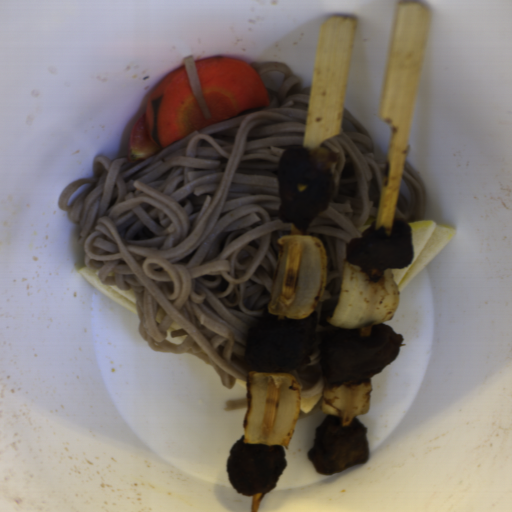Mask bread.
I'll list each match as a JSON object with an SVG mask.
<instances>
[{
    "label": "bread",
    "instance_id": "obj_3",
    "mask_svg": "<svg viewBox=\"0 0 512 512\" xmlns=\"http://www.w3.org/2000/svg\"><path fill=\"white\" fill-rule=\"evenodd\" d=\"M326 377L321 376L320 380L310 389L301 391L300 410L309 413L321 398L324 382Z\"/></svg>",
    "mask_w": 512,
    "mask_h": 512
},
{
    "label": "bread",
    "instance_id": "obj_6",
    "mask_svg": "<svg viewBox=\"0 0 512 512\" xmlns=\"http://www.w3.org/2000/svg\"><path fill=\"white\" fill-rule=\"evenodd\" d=\"M371 224H366V225H361L359 228H358V231L359 233L361 234L362 232H364L366 229H368L370 227Z\"/></svg>",
    "mask_w": 512,
    "mask_h": 512
},
{
    "label": "bread",
    "instance_id": "obj_5",
    "mask_svg": "<svg viewBox=\"0 0 512 512\" xmlns=\"http://www.w3.org/2000/svg\"><path fill=\"white\" fill-rule=\"evenodd\" d=\"M166 329L169 332H173V331H176V330H179V329H183V328L178 323L173 321Z\"/></svg>",
    "mask_w": 512,
    "mask_h": 512
},
{
    "label": "bread",
    "instance_id": "obj_2",
    "mask_svg": "<svg viewBox=\"0 0 512 512\" xmlns=\"http://www.w3.org/2000/svg\"><path fill=\"white\" fill-rule=\"evenodd\" d=\"M88 282H90L99 292L138 316L134 289L120 290L115 285H104L99 277L98 268L83 266L77 270Z\"/></svg>",
    "mask_w": 512,
    "mask_h": 512
},
{
    "label": "bread",
    "instance_id": "obj_4",
    "mask_svg": "<svg viewBox=\"0 0 512 512\" xmlns=\"http://www.w3.org/2000/svg\"><path fill=\"white\" fill-rule=\"evenodd\" d=\"M165 318H166V313H165L164 309H159L155 316V321L160 324Z\"/></svg>",
    "mask_w": 512,
    "mask_h": 512
},
{
    "label": "bread",
    "instance_id": "obj_1",
    "mask_svg": "<svg viewBox=\"0 0 512 512\" xmlns=\"http://www.w3.org/2000/svg\"><path fill=\"white\" fill-rule=\"evenodd\" d=\"M407 224L411 226L413 249L411 263L406 267L390 268L398 294L411 283L456 234V228L453 226L431 220H420Z\"/></svg>",
    "mask_w": 512,
    "mask_h": 512
}]
</instances>
